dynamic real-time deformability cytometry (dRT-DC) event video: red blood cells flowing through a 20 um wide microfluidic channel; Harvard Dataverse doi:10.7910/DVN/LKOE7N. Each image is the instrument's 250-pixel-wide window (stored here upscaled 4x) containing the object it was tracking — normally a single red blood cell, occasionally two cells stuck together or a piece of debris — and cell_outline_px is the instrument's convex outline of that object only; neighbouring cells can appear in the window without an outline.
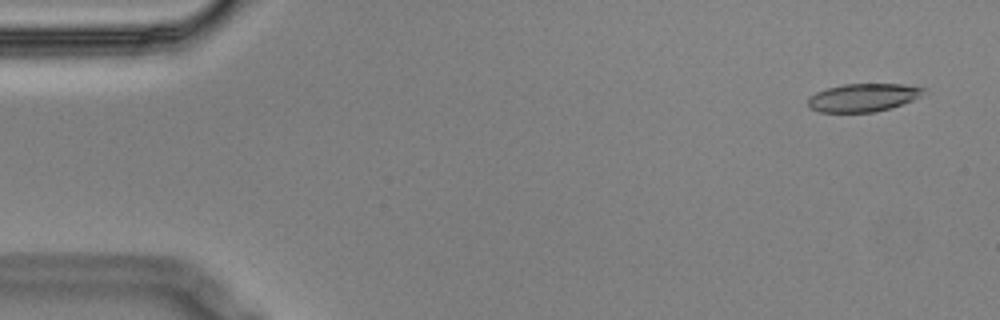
{"species": "Egyptian fruit bat (a non-hibernating species)", "species_latin": "Rousettus aegyptiacus", "temperature_condition": "cold", "stored_images_in_passage": 7, "camera_frame_rate_fps": 3000, "um_per_image_px": 0.085, "animal": {"sex": "male"}, "frame": {"image": 1, "passage_image": 1, "time_ms": 0.0, "image_size_px": [1000, 320], "cell_outline_px": [[924, 92], [920, 96], [912, 100], [876, 112], [820, 112], [812, 108], [808, 104], [808, 96], [816, 92], [828, 88], [844, 84], [904, 84], [924, 88]], "centroid_in_image_um": [73.34, 8.29], "position_along_channel_um": 11.7, "area_um2": 18.67}}
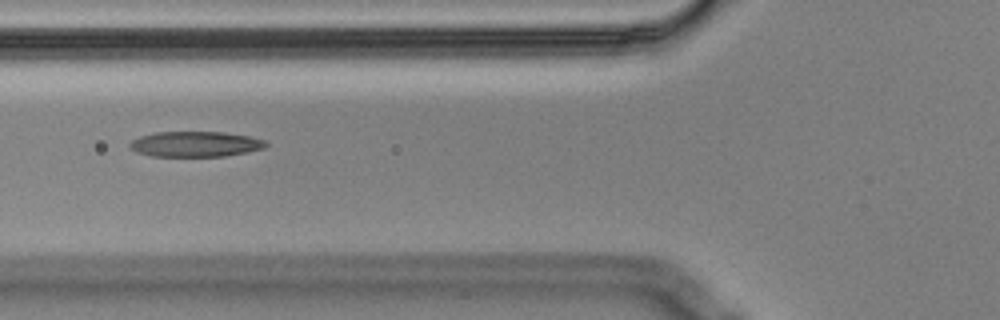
{"frame": {"image": 2, "passage_image": 6, "time_ms": 1.667, "image_size_px": [1000, 320], "cell_outline_px": [[268, 144], [264, 148], [248, 152], [224, 156], [152, 156], [136, 152], [128, 144], [132, 140], [140, 136], [156, 132], [224, 132], [248, 136], [264, 140]], "centroid_in_image_um": [16.61, 12.25], "position_along_channel_um": 109.2, "area_um2": 20.06}}
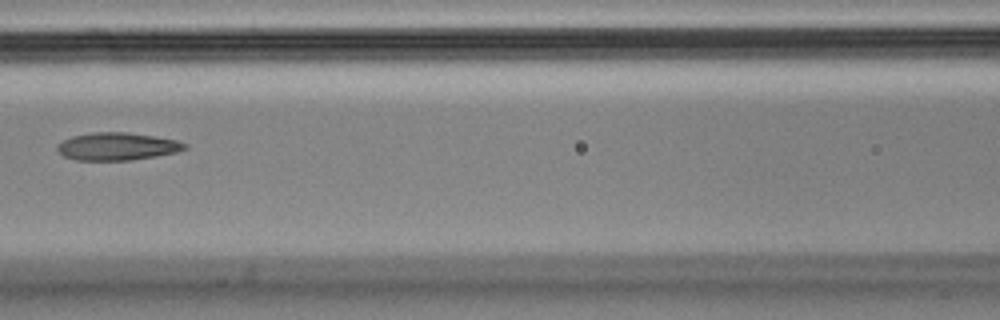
{"frame": {"image": 3, "passage_image": 7, "time_ms": 2.0, "image_size_px": [1000, 320], "cell_outline_px": [[188, 148], [176, 152], [156, 156], [132, 160], [76, 160], [64, 156], [56, 148], [56, 144], [72, 136], [92, 132], [128, 132], [176, 140], [188, 144]], "centroid_in_image_um": [9.96, 12.44], "position_along_channel_um": 156.6, "area_um2": 20.52}}